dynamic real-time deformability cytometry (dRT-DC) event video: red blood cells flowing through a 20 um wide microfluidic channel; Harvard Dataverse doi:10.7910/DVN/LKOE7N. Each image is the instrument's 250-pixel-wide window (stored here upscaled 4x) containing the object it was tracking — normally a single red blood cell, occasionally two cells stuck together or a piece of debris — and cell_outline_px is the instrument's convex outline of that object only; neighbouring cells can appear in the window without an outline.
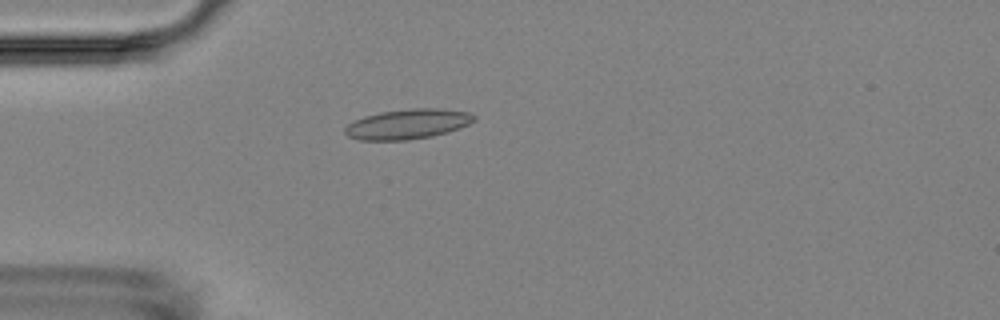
{"species": "Egyptian fruit bat (a non-hibernating species)", "species_latin": "Rousettus aegyptiacus", "temperature_condition": "room temperature", "stored_images_in_passage": 5, "camera_frame_rate_fps": 3000, "um_per_image_px": 0.085, "animal": {"sex": "female"}, "frame": {"image": 1, "passage_image": 4, "time_ms": 5.0, "image_size_px": [1000, 320], "cell_outline_px": [[476, 120], [460, 128], [448, 132], [432, 136], [408, 140], [360, 140], [348, 136], [344, 132], [344, 128], [348, 124], [364, 116], [380, 112], [412, 108], [436, 108], [468, 112], [476, 116]], "centroid_in_image_um": [34.66, 10.55], "position_along_channel_um": 50.3, "area_um2": 22.54}}